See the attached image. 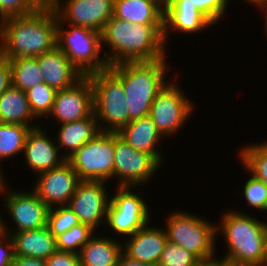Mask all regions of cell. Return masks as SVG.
Instances as JSON below:
<instances>
[{"mask_svg": "<svg viewBox=\"0 0 267 266\" xmlns=\"http://www.w3.org/2000/svg\"><path fill=\"white\" fill-rule=\"evenodd\" d=\"M115 188L116 191L110 196L105 226L111 230V233L108 231L109 236L112 234L111 237L114 235V238L123 240L150 223L152 211L143 197L142 187Z\"/></svg>", "mask_w": 267, "mask_h": 266, "instance_id": "cell-8", "label": "cell"}, {"mask_svg": "<svg viewBox=\"0 0 267 266\" xmlns=\"http://www.w3.org/2000/svg\"><path fill=\"white\" fill-rule=\"evenodd\" d=\"M11 266H46V261L44 259L34 257H23L14 255Z\"/></svg>", "mask_w": 267, "mask_h": 266, "instance_id": "cell-40", "label": "cell"}, {"mask_svg": "<svg viewBox=\"0 0 267 266\" xmlns=\"http://www.w3.org/2000/svg\"><path fill=\"white\" fill-rule=\"evenodd\" d=\"M198 260L185 248L167 240L157 266H192Z\"/></svg>", "mask_w": 267, "mask_h": 266, "instance_id": "cell-34", "label": "cell"}, {"mask_svg": "<svg viewBox=\"0 0 267 266\" xmlns=\"http://www.w3.org/2000/svg\"><path fill=\"white\" fill-rule=\"evenodd\" d=\"M41 125L28 132L23 155L28 169L35 175L60 166L66 159L61 155L56 140ZM37 173V174H36Z\"/></svg>", "mask_w": 267, "mask_h": 266, "instance_id": "cell-18", "label": "cell"}, {"mask_svg": "<svg viewBox=\"0 0 267 266\" xmlns=\"http://www.w3.org/2000/svg\"><path fill=\"white\" fill-rule=\"evenodd\" d=\"M58 16L48 3L41 10L0 21L1 56L37 57L57 46Z\"/></svg>", "mask_w": 267, "mask_h": 266, "instance_id": "cell-1", "label": "cell"}, {"mask_svg": "<svg viewBox=\"0 0 267 266\" xmlns=\"http://www.w3.org/2000/svg\"><path fill=\"white\" fill-rule=\"evenodd\" d=\"M54 137L61 155L67 160L81 146L101 132L98 121L92 113L89 117L73 122L59 124ZM63 149V150H61ZM66 150V151H65ZM66 152V153H65ZM65 153V154H64Z\"/></svg>", "mask_w": 267, "mask_h": 266, "instance_id": "cell-22", "label": "cell"}, {"mask_svg": "<svg viewBox=\"0 0 267 266\" xmlns=\"http://www.w3.org/2000/svg\"><path fill=\"white\" fill-rule=\"evenodd\" d=\"M117 134L133 149L151 154L163 166L165 157H163L164 154L159 145L165 138L149 115L131 121Z\"/></svg>", "mask_w": 267, "mask_h": 266, "instance_id": "cell-21", "label": "cell"}, {"mask_svg": "<svg viewBox=\"0 0 267 266\" xmlns=\"http://www.w3.org/2000/svg\"><path fill=\"white\" fill-rule=\"evenodd\" d=\"M169 80L153 100L149 111V116L164 138L175 137L176 133H180L196 107L194 101L185 94L182 85L175 79Z\"/></svg>", "mask_w": 267, "mask_h": 266, "instance_id": "cell-10", "label": "cell"}, {"mask_svg": "<svg viewBox=\"0 0 267 266\" xmlns=\"http://www.w3.org/2000/svg\"><path fill=\"white\" fill-rule=\"evenodd\" d=\"M115 0H49L59 24L86 27L102 32L113 16Z\"/></svg>", "mask_w": 267, "mask_h": 266, "instance_id": "cell-13", "label": "cell"}, {"mask_svg": "<svg viewBox=\"0 0 267 266\" xmlns=\"http://www.w3.org/2000/svg\"><path fill=\"white\" fill-rule=\"evenodd\" d=\"M215 266H245V265L239 264L237 262H232L225 258L215 257Z\"/></svg>", "mask_w": 267, "mask_h": 266, "instance_id": "cell-43", "label": "cell"}, {"mask_svg": "<svg viewBox=\"0 0 267 266\" xmlns=\"http://www.w3.org/2000/svg\"><path fill=\"white\" fill-rule=\"evenodd\" d=\"M166 0H115L113 16L132 24L163 25Z\"/></svg>", "mask_w": 267, "mask_h": 266, "instance_id": "cell-24", "label": "cell"}, {"mask_svg": "<svg viewBox=\"0 0 267 266\" xmlns=\"http://www.w3.org/2000/svg\"><path fill=\"white\" fill-rule=\"evenodd\" d=\"M13 241L15 256L46 260L57 251L56 238L47 226L17 233H7Z\"/></svg>", "mask_w": 267, "mask_h": 266, "instance_id": "cell-23", "label": "cell"}, {"mask_svg": "<svg viewBox=\"0 0 267 266\" xmlns=\"http://www.w3.org/2000/svg\"><path fill=\"white\" fill-rule=\"evenodd\" d=\"M12 70V86L22 91L43 83L36 57H18L9 59Z\"/></svg>", "mask_w": 267, "mask_h": 266, "instance_id": "cell-29", "label": "cell"}, {"mask_svg": "<svg viewBox=\"0 0 267 266\" xmlns=\"http://www.w3.org/2000/svg\"><path fill=\"white\" fill-rule=\"evenodd\" d=\"M192 266H215V258L199 259Z\"/></svg>", "mask_w": 267, "mask_h": 266, "instance_id": "cell-44", "label": "cell"}, {"mask_svg": "<svg viewBox=\"0 0 267 266\" xmlns=\"http://www.w3.org/2000/svg\"><path fill=\"white\" fill-rule=\"evenodd\" d=\"M164 221L168 241L180 245L198 259L218 257L216 222L180 209L170 212Z\"/></svg>", "mask_w": 267, "mask_h": 266, "instance_id": "cell-5", "label": "cell"}, {"mask_svg": "<svg viewBox=\"0 0 267 266\" xmlns=\"http://www.w3.org/2000/svg\"><path fill=\"white\" fill-rule=\"evenodd\" d=\"M238 152L237 157L243 165L246 174L267 185V141L252 142L244 145Z\"/></svg>", "mask_w": 267, "mask_h": 266, "instance_id": "cell-27", "label": "cell"}, {"mask_svg": "<svg viewBox=\"0 0 267 266\" xmlns=\"http://www.w3.org/2000/svg\"><path fill=\"white\" fill-rule=\"evenodd\" d=\"M0 231H1V213H0Z\"/></svg>", "mask_w": 267, "mask_h": 266, "instance_id": "cell-49", "label": "cell"}, {"mask_svg": "<svg viewBox=\"0 0 267 266\" xmlns=\"http://www.w3.org/2000/svg\"><path fill=\"white\" fill-rule=\"evenodd\" d=\"M35 178L32 190L49 208L68 205L81 181L67 160Z\"/></svg>", "mask_w": 267, "mask_h": 266, "instance_id": "cell-15", "label": "cell"}, {"mask_svg": "<svg viewBox=\"0 0 267 266\" xmlns=\"http://www.w3.org/2000/svg\"><path fill=\"white\" fill-rule=\"evenodd\" d=\"M238 209H227L216 223L227 250L222 258L245 266H263L264 226L261 219Z\"/></svg>", "mask_w": 267, "mask_h": 266, "instance_id": "cell-4", "label": "cell"}, {"mask_svg": "<svg viewBox=\"0 0 267 266\" xmlns=\"http://www.w3.org/2000/svg\"><path fill=\"white\" fill-rule=\"evenodd\" d=\"M31 127L22 124L0 123V168L2 161L22 155L25 140Z\"/></svg>", "mask_w": 267, "mask_h": 266, "instance_id": "cell-28", "label": "cell"}, {"mask_svg": "<svg viewBox=\"0 0 267 266\" xmlns=\"http://www.w3.org/2000/svg\"><path fill=\"white\" fill-rule=\"evenodd\" d=\"M12 86V70L9 59L0 57V97Z\"/></svg>", "mask_w": 267, "mask_h": 266, "instance_id": "cell-39", "label": "cell"}, {"mask_svg": "<svg viewBox=\"0 0 267 266\" xmlns=\"http://www.w3.org/2000/svg\"><path fill=\"white\" fill-rule=\"evenodd\" d=\"M106 181H80L70 198L68 207L77 215L80 223L94 230L105 227L110 195ZM102 226V227H101Z\"/></svg>", "mask_w": 267, "mask_h": 266, "instance_id": "cell-14", "label": "cell"}, {"mask_svg": "<svg viewBox=\"0 0 267 266\" xmlns=\"http://www.w3.org/2000/svg\"><path fill=\"white\" fill-rule=\"evenodd\" d=\"M46 266H80L79 254L57 250L46 260Z\"/></svg>", "mask_w": 267, "mask_h": 266, "instance_id": "cell-37", "label": "cell"}, {"mask_svg": "<svg viewBox=\"0 0 267 266\" xmlns=\"http://www.w3.org/2000/svg\"><path fill=\"white\" fill-rule=\"evenodd\" d=\"M115 133L101 131L67 161L81 181H111L114 175Z\"/></svg>", "mask_w": 267, "mask_h": 266, "instance_id": "cell-9", "label": "cell"}, {"mask_svg": "<svg viewBox=\"0 0 267 266\" xmlns=\"http://www.w3.org/2000/svg\"><path fill=\"white\" fill-rule=\"evenodd\" d=\"M246 179L242 190L243 200H245L247 206H251L256 211H262L267 204V185L255 179L252 175Z\"/></svg>", "mask_w": 267, "mask_h": 266, "instance_id": "cell-35", "label": "cell"}, {"mask_svg": "<svg viewBox=\"0 0 267 266\" xmlns=\"http://www.w3.org/2000/svg\"><path fill=\"white\" fill-rule=\"evenodd\" d=\"M5 183L0 197L6 212L14 222V228H9V221L3 220L1 213V231L5 233H17L20 231L35 230L47 226L49 207L31 189L11 190ZM31 191V192H30ZM2 195V196H1Z\"/></svg>", "mask_w": 267, "mask_h": 266, "instance_id": "cell-11", "label": "cell"}, {"mask_svg": "<svg viewBox=\"0 0 267 266\" xmlns=\"http://www.w3.org/2000/svg\"><path fill=\"white\" fill-rule=\"evenodd\" d=\"M96 232L98 231L89 225L82 223L75 225L56 237L57 250L79 254L81 248L90 241Z\"/></svg>", "mask_w": 267, "mask_h": 266, "instance_id": "cell-31", "label": "cell"}, {"mask_svg": "<svg viewBox=\"0 0 267 266\" xmlns=\"http://www.w3.org/2000/svg\"><path fill=\"white\" fill-rule=\"evenodd\" d=\"M97 233L81 248L80 266H117L122 240Z\"/></svg>", "mask_w": 267, "mask_h": 266, "instance_id": "cell-25", "label": "cell"}, {"mask_svg": "<svg viewBox=\"0 0 267 266\" xmlns=\"http://www.w3.org/2000/svg\"><path fill=\"white\" fill-rule=\"evenodd\" d=\"M161 164L149 153L133 149L115 133L113 182L118 187H143L159 172ZM145 183V184H144ZM144 184V185H143Z\"/></svg>", "mask_w": 267, "mask_h": 266, "instance_id": "cell-12", "label": "cell"}, {"mask_svg": "<svg viewBox=\"0 0 267 266\" xmlns=\"http://www.w3.org/2000/svg\"><path fill=\"white\" fill-rule=\"evenodd\" d=\"M49 0H0V21L13 16H24L41 10Z\"/></svg>", "mask_w": 267, "mask_h": 266, "instance_id": "cell-33", "label": "cell"}, {"mask_svg": "<svg viewBox=\"0 0 267 266\" xmlns=\"http://www.w3.org/2000/svg\"><path fill=\"white\" fill-rule=\"evenodd\" d=\"M36 58L43 82L56 90L69 88L85 76L58 46Z\"/></svg>", "mask_w": 267, "mask_h": 266, "instance_id": "cell-20", "label": "cell"}, {"mask_svg": "<svg viewBox=\"0 0 267 266\" xmlns=\"http://www.w3.org/2000/svg\"><path fill=\"white\" fill-rule=\"evenodd\" d=\"M78 224L79 218L67 205L49 208L47 227L55 238Z\"/></svg>", "mask_w": 267, "mask_h": 266, "instance_id": "cell-32", "label": "cell"}, {"mask_svg": "<svg viewBox=\"0 0 267 266\" xmlns=\"http://www.w3.org/2000/svg\"><path fill=\"white\" fill-rule=\"evenodd\" d=\"M260 0H244V2H246L247 4H251L253 6H255Z\"/></svg>", "mask_w": 267, "mask_h": 266, "instance_id": "cell-48", "label": "cell"}, {"mask_svg": "<svg viewBox=\"0 0 267 266\" xmlns=\"http://www.w3.org/2000/svg\"><path fill=\"white\" fill-rule=\"evenodd\" d=\"M117 266H152L144 262L129 258L123 251L120 254Z\"/></svg>", "mask_w": 267, "mask_h": 266, "instance_id": "cell-41", "label": "cell"}, {"mask_svg": "<svg viewBox=\"0 0 267 266\" xmlns=\"http://www.w3.org/2000/svg\"><path fill=\"white\" fill-rule=\"evenodd\" d=\"M13 257V241L9 234L0 231V266H11Z\"/></svg>", "mask_w": 267, "mask_h": 266, "instance_id": "cell-38", "label": "cell"}, {"mask_svg": "<svg viewBox=\"0 0 267 266\" xmlns=\"http://www.w3.org/2000/svg\"><path fill=\"white\" fill-rule=\"evenodd\" d=\"M261 212H262V213H263V212H265V213L267 212V204H266L265 208H264ZM261 222H262L264 228H267V220H266V221L261 220Z\"/></svg>", "mask_w": 267, "mask_h": 266, "instance_id": "cell-47", "label": "cell"}, {"mask_svg": "<svg viewBox=\"0 0 267 266\" xmlns=\"http://www.w3.org/2000/svg\"><path fill=\"white\" fill-rule=\"evenodd\" d=\"M35 120L38 119L31 111L26 92L10 86L0 97V123L22 124L31 128L42 125Z\"/></svg>", "mask_w": 267, "mask_h": 266, "instance_id": "cell-26", "label": "cell"}, {"mask_svg": "<svg viewBox=\"0 0 267 266\" xmlns=\"http://www.w3.org/2000/svg\"><path fill=\"white\" fill-rule=\"evenodd\" d=\"M57 46L85 76L109 68L102 53L101 33L98 31L58 23Z\"/></svg>", "mask_w": 267, "mask_h": 266, "instance_id": "cell-7", "label": "cell"}, {"mask_svg": "<svg viewBox=\"0 0 267 266\" xmlns=\"http://www.w3.org/2000/svg\"><path fill=\"white\" fill-rule=\"evenodd\" d=\"M3 171L1 168H0V193L2 191V188L4 187L5 183H6V179H5V175L3 174Z\"/></svg>", "mask_w": 267, "mask_h": 266, "instance_id": "cell-46", "label": "cell"}, {"mask_svg": "<svg viewBox=\"0 0 267 266\" xmlns=\"http://www.w3.org/2000/svg\"><path fill=\"white\" fill-rule=\"evenodd\" d=\"M159 227L148 223L133 235L125 237L122 240V251L129 258L157 266L167 242L164 227Z\"/></svg>", "mask_w": 267, "mask_h": 266, "instance_id": "cell-19", "label": "cell"}, {"mask_svg": "<svg viewBox=\"0 0 267 266\" xmlns=\"http://www.w3.org/2000/svg\"><path fill=\"white\" fill-rule=\"evenodd\" d=\"M57 90L46 83H40L26 91L27 99L33 115L40 120L50 114Z\"/></svg>", "mask_w": 267, "mask_h": 266, "instance_id": "cell-30", "label": "cell"}, {"mask_svg": "<svg viewBox=\"0 0 267 266\" xmlns=\"http://www.w3.org/2000/svg\"><path fill=\"white\" fill-rule=\"evenodd\" d=\"M166 58L167 56L154 61L122 62L109 66L123 83L130 122L149 115L153 100L169 82L167 75L172 66Z\"/></svg>", "mask_w": 267, "mask_h": 266, "instance_id": "cell-3", "label": "cell"}, {"mask_svg": "<svg viewBox=\"0 0 267 266\" xmlns=\"http://www.w3.org/2000/svg\"><path fill=\"white\" fill-rule=\"evenodd\" d=\"M214 25L221 22L228 10L230 0H188Z\"/></svg>", "mask_w": 267, "mask_h": 266, "instance_id": "cell-36", "label": "cell"}, {"mask_svg": "<svg viewBox=\"0 0 267 266\" xmlns=\"http://www.w3.org/2000/svg\"><path fill=\"white\" fill-rule=\"evenodd\" d=\"M213 23L188 0H166L163 16V40L167 47L172 32L187 35L198 34L213 27Z\"/></svg>", "mask_w": 267, "mask_h": 266, "instance_id": "cell-17", "label": "cell"}, {"mask_svg": "<svg viewBox=\"0 0 267 266\" xmlns=\"http://www.w3.org/2000/svg\"><path fill=\"white\" fill-rule=\"evenodd\" d=\"M263 266H267V228H264V260Z\"/></svg>", "mask_w": 267, "mask_h": 266, "instance_id": "cell-45", "label": "cell"}, {"mask_svg": "<svg viewBox=\"0 0 267 266\" xmlns=\"http://www.w3.org/2000/svg\"><path fill=\"white\" fill-rule=\"evenodd\" d=\"M93 113V90L89 76L75 85L57 90L52 110L47 118L59 124L83 120Z\"/></svg>", "mask_w": 267, "mask_h": 266, "instance_id": "cell-16", "label": "cell"}, {"mask_svg": "<svg viewBox=\"0 0 267 266\" xmlns=\"http://www.w3.org/2000/svg\"><path fill=\"white\" fill-rule=\"evenodd\" d=\"M88 76L93 90V113L100 130L118 133L130 123L122 81L109 68Z\"/></svg>", "mask_w": 267, "mask_h": 266, "instance_id": "cell-6", "label": "cell"}, {"mask_svg": "<svg viewBox=\"0 0 267 266\" xmlns=\"http://www.w3.org/2000/svg\"><path fill=\"white\" fill-rule=\"evenodd\" d=\"M108 45L109 51H105ZM101 47L108 65L154 61L166 57L163 25L132 24L112 16L101 32Z\"/></svg>", "mask_w": 267, "mask_h": 266, "instance_id": "cell-2", "label": "cell"}, {"mask_svg": "<svg viewBox=\"0 0 267 266\" xmlns=\"http://www.w3.org/2000/svg\"><path fill=\"white\" fill-rule=\"evenodd\" d=\"M258 8V10L263 14L264 16V28H265V33L267 35V0H260L255 6L254 8Z\"/></svg>", "mask_w": 267, "mask_h": 266, "instance_id": "cell-42", "label": "cell"}]
</instances>
